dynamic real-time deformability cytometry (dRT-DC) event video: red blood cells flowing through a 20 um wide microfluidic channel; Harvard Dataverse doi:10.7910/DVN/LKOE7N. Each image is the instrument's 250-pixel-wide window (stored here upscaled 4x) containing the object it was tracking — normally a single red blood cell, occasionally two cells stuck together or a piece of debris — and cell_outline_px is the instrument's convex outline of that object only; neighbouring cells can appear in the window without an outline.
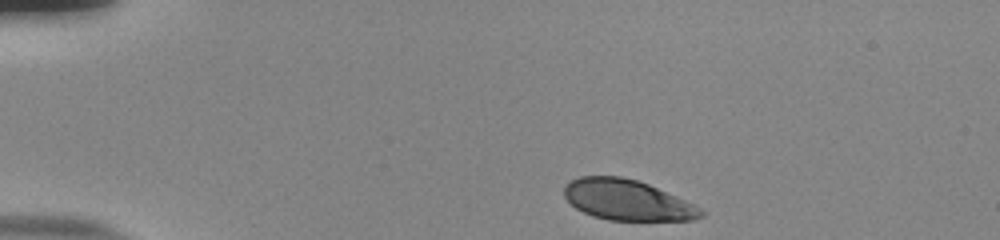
{"species": "human", "species_latin": "Homo sapiens", "temperature_condition": "room temperature", "stored_images_in_passage": 40, "camera_frame_rate_fps": 3000, "um_per_image_px": 0.085, "donor": {"sex": "male"}, "frame": {"image": 1, "passage_image": 1, "time_ms": 0.0, "image_size_px": [1000, 240], "cell_outline_px": [[704, 216], [692, 220], [608, 220], [592, 216], [576, 208], [564, 196], [564, 188], [572, 180], [580, 176], [620, 176], [636, 180], [648, 184], [676, 196], [700, 208], [704, 212]], "centroid_in_image_um": [53.3, 17.01], "position_along_channel_um": 31.7, "area_um2": 31.96}}
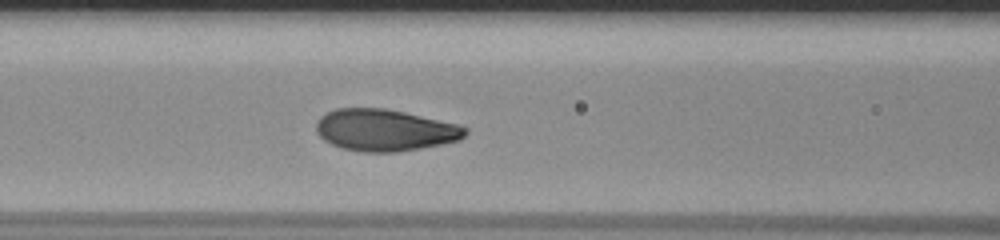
{"frame": {"image": 2, "passage_image": 15, "time_ms": 4.667, "image_size_px": [1000, 240], "cell_outline_px": [[468, 132], [460, 140], [400, 152], [360, 152], [340, 148], [324, 140], [316, 132], [316, 120], [324, 112], [336, 108], [384, 108], [404, 112], [456, 124], [468, 128]], "centroid_in_image_um": [32.66, 11.06], "position_along_channel_um": 133.9, "area_um2": 36.41}}
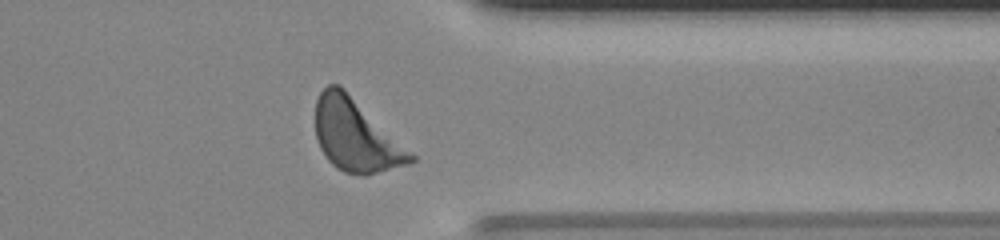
{"frame": {"image": 3, "passage_image": 35, "time_ms": 11.333, "image_size_px": [1000, 240], "cell_outline_px": [[416, 160], [408, 164], [364, 176], [344, 172], [336, 168], [328, 160], [320, 148], [316, 140], [316, 100], [320, 92], [328, 84], [340, 84], [416, 156]], "centroid_in_image_um": [30.23, 11.52], "position_along_channel_um": 381.2, "area_um2": 39.88}, "authors_computed_cell_mechanics": {"area_um2": 36.703, "velocity_mm_per_s": 3.7649, "shape_relaxation_time_tau1_ms": 2.7006, "shape_relaxation_time_tau2_ms": null, "deformation_change_tau1": 0.142, "deformation_change_tau2": null}}